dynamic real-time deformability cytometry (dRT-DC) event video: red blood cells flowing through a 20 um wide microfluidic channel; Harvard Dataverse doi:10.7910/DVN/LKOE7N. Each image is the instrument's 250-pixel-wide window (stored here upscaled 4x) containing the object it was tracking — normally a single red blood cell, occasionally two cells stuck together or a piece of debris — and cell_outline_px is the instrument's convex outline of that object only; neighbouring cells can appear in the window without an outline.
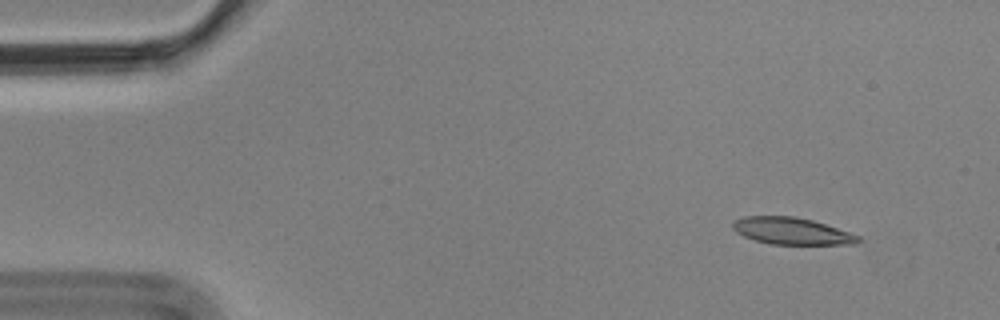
{"species": "Egyptian fruit bat (a non-hibernating species)", "species_latin": "Rousettus aegyptiacus", "temperature_condition": "cold", "stored_images_in_passage": 4, "camera_frame_rate_fps": 3000, "um_per_image_px": 0.085, "animal": {"sex": "male"}, "frame": {"image": 1, "passage_image": 1, "time_ms": 0.0, "image_size_px": [1000, 320], "cell_outline_px": [[860, 240], [856, 244], [772, 244], [756, 240], [744, 236], [736, 232], [732, 228], [732, 224], [736, 220], [744, 216], [796, 216], [812, 220], [860, 236]], "centroid_in_image_um": [67.28, 19.63], "position_along_channel_um": 17.7, "area_um2": 19.42}}
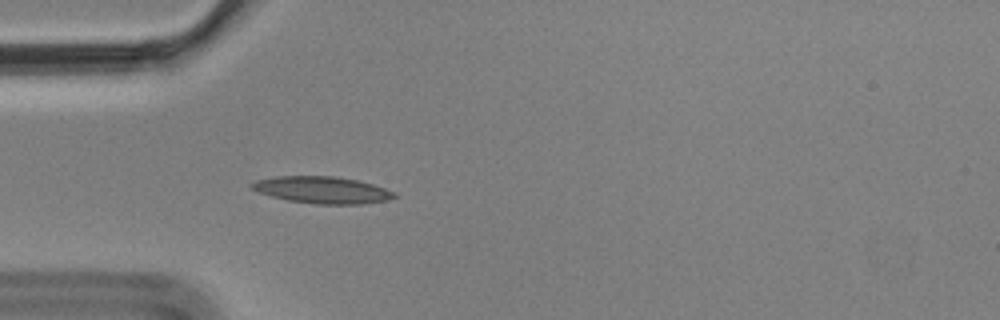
{"frame": {"image": 2, "passage_image": 4, "time_ms": 1.0, "image_size_px": [1000, 320], "cell_outline_px": [[396, 196], [388, 200], [364, 204], [316, 204], [288, 200], [272, 196], [260, 192], [252, 188], [248, 184], [256, 180], [276, 176], [336, 176], [356, 180], [372, 184], [396, 192]], "centroid_in_image_um": [27.4, 16.14], "position_along_channel_um": 57.6, "area_um2": 22.25}}